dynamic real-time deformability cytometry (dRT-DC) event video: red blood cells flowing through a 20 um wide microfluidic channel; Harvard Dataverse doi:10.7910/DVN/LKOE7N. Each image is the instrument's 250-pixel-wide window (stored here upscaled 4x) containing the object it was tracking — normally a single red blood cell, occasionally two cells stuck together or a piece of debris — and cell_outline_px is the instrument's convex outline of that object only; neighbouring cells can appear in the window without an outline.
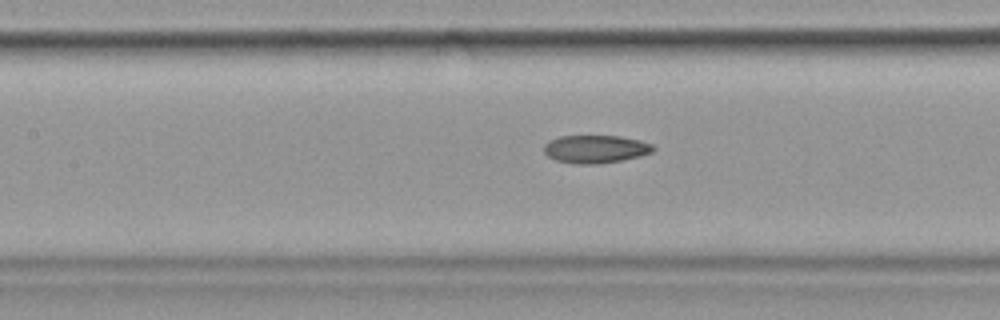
{"species": "common noctule bat (a hibernating species)", "species_latin": "Nyctalus noctula", "temperature_condition": "cold", "stored_images_in_passage": 15, "camera_frame_rate_fps": 3000, "um_per_image_px": 0.085, "animal": {"sex": "female", "body_mass_g": 19.9}, "frame": {"image": 1, "passage_image": 9, "time_ms": 2.667, "image_size_px": [1000, 320], "cell_outline_px": [[656, 148], [652, 152], [640, 156], [600, 164], [572, 164], [556, 160], [548, 156], [544, 152], [544, 144], [548, 140], [560, 136], [620, 136], [640, 140], [652, 144]], "centroid_in_image_um": [50.6, 12.67], "position_along_channel_um": 156.8, "area_um2": 17.92}}